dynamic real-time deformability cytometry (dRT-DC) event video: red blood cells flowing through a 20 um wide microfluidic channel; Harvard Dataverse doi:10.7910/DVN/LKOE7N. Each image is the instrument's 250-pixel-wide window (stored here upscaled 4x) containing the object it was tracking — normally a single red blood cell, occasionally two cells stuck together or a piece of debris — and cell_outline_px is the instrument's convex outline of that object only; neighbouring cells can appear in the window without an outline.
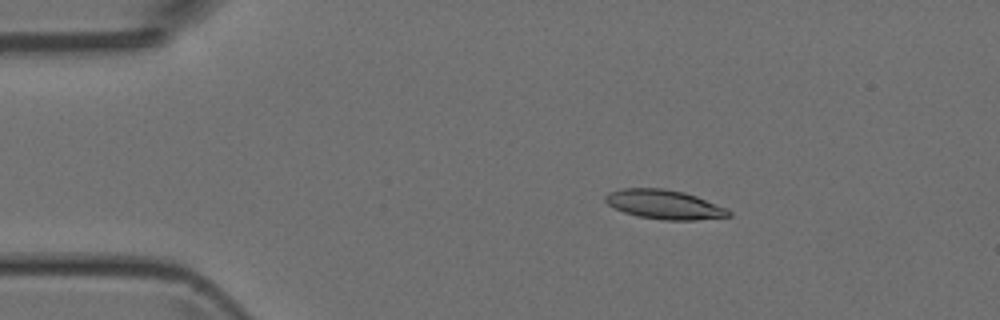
{"species": "Egyptian fruit bat (a non-hibernating species)", "species_latin": "Rousettus aegyptiacus", "temperature_condition": "room temperature", "stored_images_in_passage": 4, "camera_frame_rate_fps": 3000, "um_per_image_px": 0.085, "animal": {"sex": "female"}, "frame": {"image": 1, "passage_image": 2, "time_ms": 1.333, "image_size_px": [1000, 320], "cell_outline_px": [[732, 216], [696, 220], [664, 220], [640, 216], [624, 212], [608, 204], [604, 200], [604, 196], [608, 192], [624, 188], [664, 188], [684, 192], [696, 196], [728, 208], [732, 212]], "centroid_in_image_um": [56.5, 17.37], "position_along_channel_um": 28.5, "area_um2": 21.04}}